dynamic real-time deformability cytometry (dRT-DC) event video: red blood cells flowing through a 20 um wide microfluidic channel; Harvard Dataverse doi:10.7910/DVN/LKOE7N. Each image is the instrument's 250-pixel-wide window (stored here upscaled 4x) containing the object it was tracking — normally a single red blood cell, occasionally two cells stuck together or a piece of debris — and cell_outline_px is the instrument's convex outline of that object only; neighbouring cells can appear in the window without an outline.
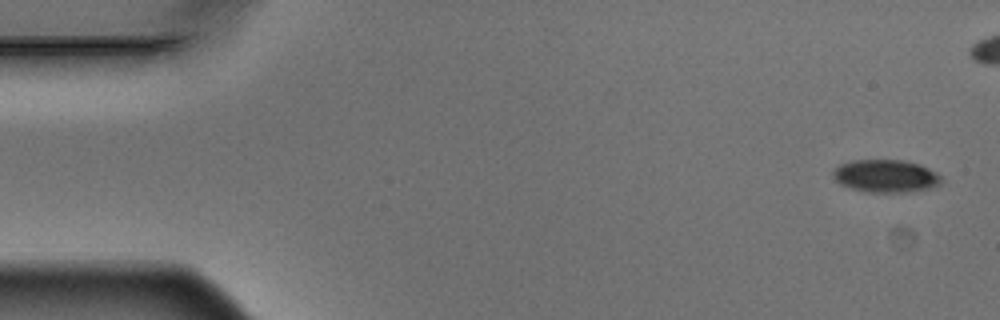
{"species": "Egyptian fruit bat (a non-hibernating species)", "species_latin": "Rousettus aegyptiacus", "temperature_condition": "warm", "stored_images_in_passage": 5, "camera_frame_rate_fps": 3000, "um_per_image_px": 0.085, "animal": {"sex": "male"}, "frame": {"image": 1, "passage_image": 1, "time_ms": 0.0, "image_size_px": [1000, 320], "cell_outline_px": [[944, 180], [940, 184], [932, 188], [904, 192], [868, 192], [852, 188], [840, 184], [832, 176], [832, 172], [840, 164], [852, 160], [904, 160], [920, 164], [936, 172]], "centroid_in_image_um": [75.31, 14.96], "position_along_channel_um": 9.7, "area_um2": 20.69}}